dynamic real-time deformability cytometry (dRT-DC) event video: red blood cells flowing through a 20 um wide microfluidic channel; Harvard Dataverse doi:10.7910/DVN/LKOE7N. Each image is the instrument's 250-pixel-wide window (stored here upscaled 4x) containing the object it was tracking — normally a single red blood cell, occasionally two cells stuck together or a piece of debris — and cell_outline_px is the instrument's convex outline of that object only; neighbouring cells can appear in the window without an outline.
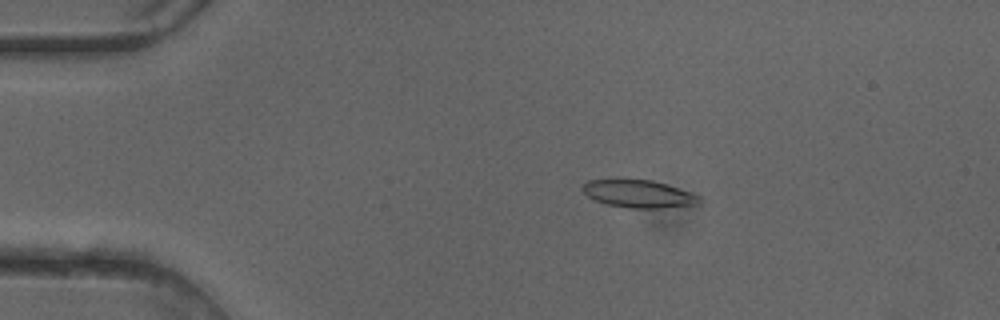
{"species": "common noctule bat (a hibernating species)", "species_latin": "Nyctalus noctula", "temperature_condition": "cold", "stored_images_in_passage": 50, "camera_frame_rate_fps": 3000, "um_per_image_px": 0.085, "animal": {"sex": "female"}, "frame": {"image": 1, "passage_image": 10, "time_ms": 3.0, "image_size_px": [1000, 320], "cell_outline_px": [[700, 204], [664, 208], [628, 208], [608, 204], [596, 200], [588, 196], [580, 188], [588, 180], [616, 176], [620, 176], [652, 180], [668, 184], [700, 196]], "centroid_in_image_um": [54.23, 16.42], "position_along_channel_um": 30.8, "area_um2": 19.65}}
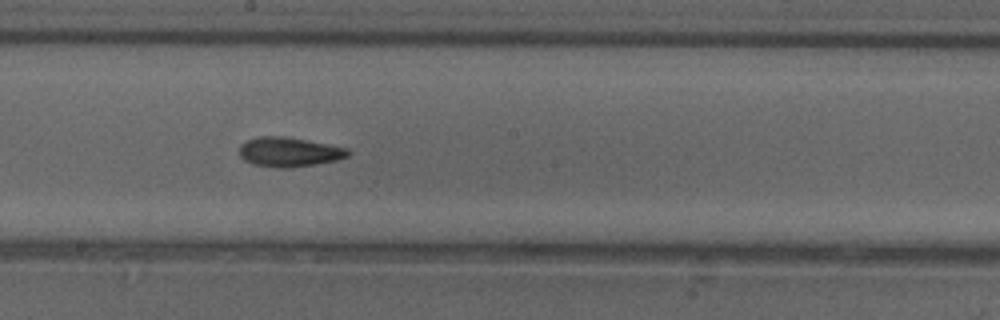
{"frame": {"image": 2, "passage_image": 28, "time_ms": 9.0, "image_size_px": [1000, 320], "cell_outline_px": [[352, 152], [348, 156], [336, 160], [316, 164], [288, 168], [280, 168], [252, 164], [244, 160], [240, 156], [240, 144], [248, 140], [260, 136], [284, 136], [328, 144], [348, 148]], "centroid_in_image_um": [24.58, 12.92], "position_along_channel_um": 223.6, "area_um2": 18.67}}
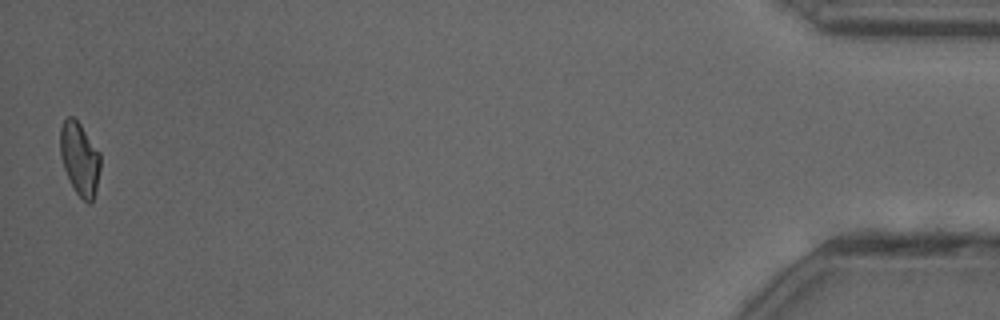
{"frame": {"image": 3, "passage_image": 50, "time_ms": 16.333, "image_size_px": [1000, 320], "cell_outline_px": [[100, 168], [96, 188], [92, 200], [88, 204], [76, 192], [64, 168], [60, 156], [60, 128], [64, 120], [68, 116], [72, 116], [80, 124], [100, 152]], "centroid_in_image_um": [6.77, 13.46], "position_along_channel_um": 428.4, "area_um2": 16.82}, "authors_computed_cell_mechanics": {"area_um2": 18.3226, "velocity_mm_per_s": 4.1055, "shape_relaxation_time_tau1_ms": 10.627, "shape_relaxation_time_tau2_ms": 8.1795, "deformation_change_tau1": 0.2164, "deformation_change_tau2": 0.1785}}